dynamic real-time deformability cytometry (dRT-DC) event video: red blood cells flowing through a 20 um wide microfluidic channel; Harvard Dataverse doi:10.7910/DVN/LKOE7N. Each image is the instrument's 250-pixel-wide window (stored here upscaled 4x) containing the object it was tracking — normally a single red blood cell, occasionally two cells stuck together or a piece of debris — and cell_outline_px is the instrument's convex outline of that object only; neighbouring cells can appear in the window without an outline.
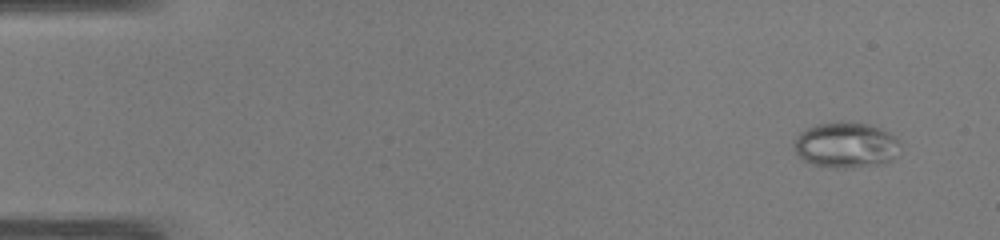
{"species": "common noctule bat (a hibernating species)", "species_latin": "Nyctalus noctula", "temperature_condition": "warm", "stored_images_in_passage": 47, "camera_frame_rate_fps": 3000, "um_per_image_px": 0.085, "animal": {"sex": "male", "body_mass_g": 19.0, "forearm_length_mm": 50.8}, "frame": {"image": 1, "passage_image": 1, "time_ms": 0.0, "image_size_px": [1000, 240], "cell_outline_px": [[900, 156], [884, 164], [852, 168], [836, 168], [812, 164], [804, 160], [796, 152], [792, 144], [796, 136], [800, 132], [816, 124], [840, 120], [868, 124], [880, 128], [896, 136], [900, 140]], "centroid_in_image_um": [71.95, 12.33], "position_along_channel_um": 13.0, "area_um2": 29.02}}
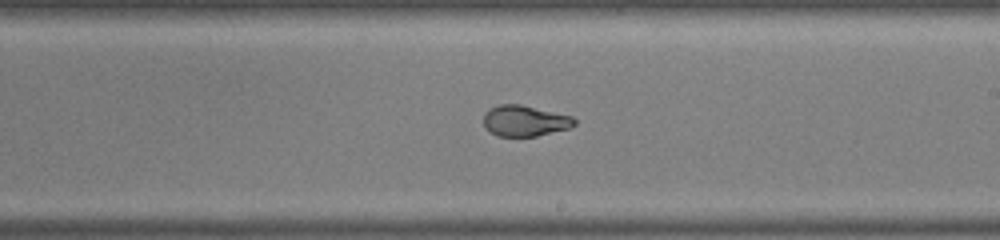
{"frame": {"image": 2, "passage_image": 27, "time_ms": 8.667, "image_size_px": [1000, 240], "cell_outline_px": [[576, 124], [568, 128], [536, 136], [496, 136], [488, 132], [484, 128], [484, 112], [488, 108], [500, 104], [520, 104], [572, 116], [576, 120]], "centroid_in_image_um": [44.55, 10.27], "position_along_channel_um": 244.4, "area_um2": 16.47}}
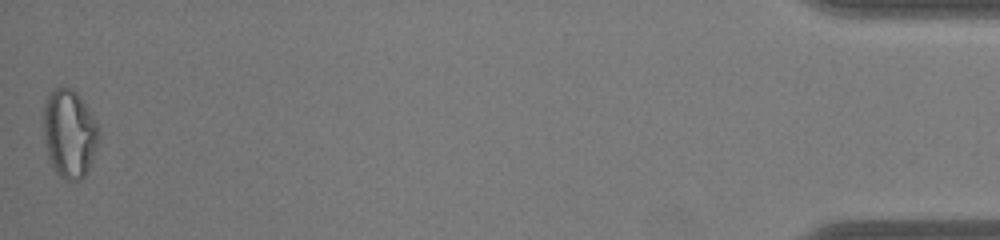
{"frame": {"image": 3, "passage_image": 47, "time_ms": 15.333, "image_size_px": [1000, 240], "cell_outline_px": [[96, 148], [88, 168], [84, 176], [80, 180], [68, 180], [60, 176], [56, 172], [48, 160], [44, 140], [44, 100], [56, 88], [72, 88], [80, 96], [92, 116], [96, 124]], "centroid_in_image_um": [5.85, 11.36], "position_along_channel_um": 429.4, "area_um2": 27.8}, "authors_computed_cell_mechanics": {"area_um2": 20.1144, "velocity_mm_per_s": 4.1149, "shape_relaxation_time_tau1_ms": null, "shape_relaxation_time_tau2_ms": 1.0009, "deformation_change_tau1": null, "deformation_change_tau2": 0.0572}}